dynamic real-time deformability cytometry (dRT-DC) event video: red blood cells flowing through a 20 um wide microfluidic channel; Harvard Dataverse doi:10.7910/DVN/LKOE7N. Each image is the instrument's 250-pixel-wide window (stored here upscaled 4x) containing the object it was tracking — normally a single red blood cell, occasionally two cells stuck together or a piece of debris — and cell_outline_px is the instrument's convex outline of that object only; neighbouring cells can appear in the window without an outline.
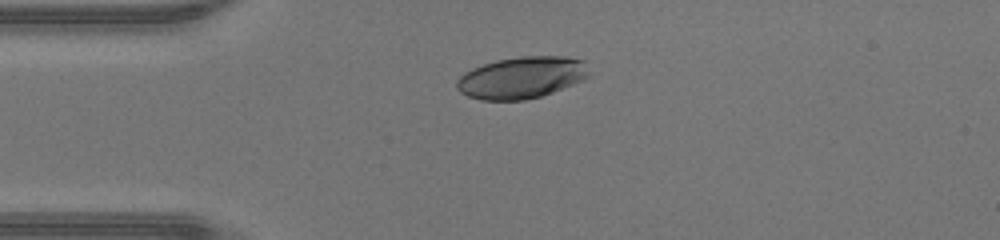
{"species": "human", "species_latin": "Homo sapiens", "temperature_condition": "warm", "stored_images_in_passage": 31, "camera_frame_rate_fps": 3000, "um_per_image_px": 0.085, "donor": {"sex": "male"}, "frame": {"image": 1, "passage_image": 1, "time_ms": 0.0, "image_size_px": [1000, 240], "cell_outline_px": [[588, 76], [584, 80], [552, 92], [540, 96], [524, 100], [480, 100], [468, 96], [460, 92], [456, 88], [456, 80], [464, 72], [472, 68], [496, 60], [524, 56], [564, 56], [584, 60], [588, 72]], "centroid_in_image_um": [44.31, 6.59], "position_along_channel_um": 40.7, "area_um2": 32.19}}
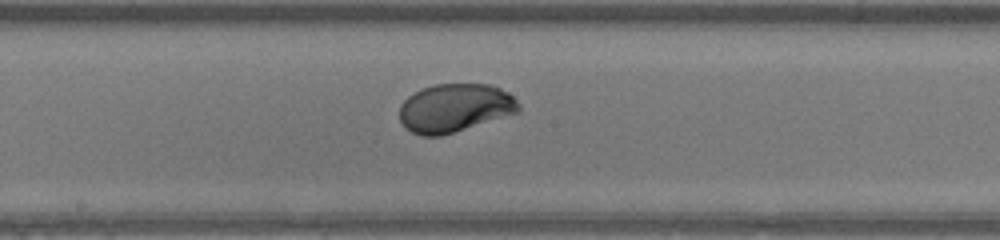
{"frame": {"image": 2, "passage_image": 14, "time_ms": 4.333, "image_size_px": [1000, 240], "cell_outline_px": [[520, 112], [440, 136], [420, 136], [412, 132], [400, 120], [400, 104], [408, 96], [424, 88], [436, 84], [488, 84], [500, 88], [508, 92], [520, 104]], "centroid_in_image_um": [38.68, 9.17], "position_along_channel_um": 209.5, "area_um2": 33.41}}
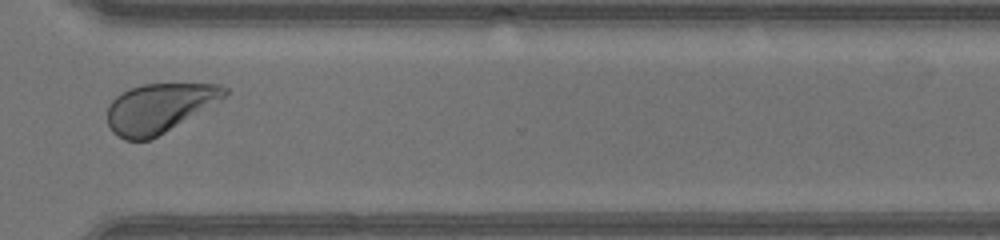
{"frame": {"image": 3, "passage_image": 24, "time_ms": 7.667, "image_size_px": [1000, 240], "cell_outline_px": [[228, 92], [220, 100], [164, 132], [148, 140], [124, 140], [112, 132], [108, 124], [108, 104], [116, 96], [128, 88], [144, 84], [220, 84], [228, 88]], "centroid_in_image_um": [13.49, 9.17], "position_along_channel_um": 357.1, "area_um2": 33.18}, "authors_computed_cell_mechanics": {"area_um2": 33.524, "velocity_mm_per_s": 4.4388, "shape_relaxation_time_tau1_ms": 1.952, "shape_relaxation_time_tau2_ms": null, "deformation_change_tau1": 0.1595, "deformation_change_tau2": null}}